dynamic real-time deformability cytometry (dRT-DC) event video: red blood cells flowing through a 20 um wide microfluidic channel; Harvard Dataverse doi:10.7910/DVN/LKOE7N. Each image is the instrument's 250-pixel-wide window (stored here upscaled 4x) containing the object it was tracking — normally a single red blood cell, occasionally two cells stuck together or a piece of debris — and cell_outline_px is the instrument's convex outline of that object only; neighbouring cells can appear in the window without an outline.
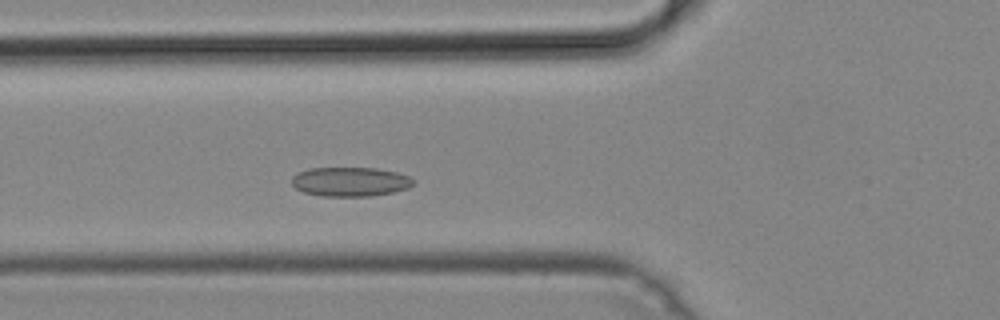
{"species": "common noctule bat (a hibernating species)", "species_latin": "Nyctalus noctula", "temperature_condition": "cold", "stored_images_in_passage": 11, "camera_frame_rate_fps": 3000, "um_per_image_px": 0.085, "animal": {"sex": "male", "body_mass_g": 19.2, "forearm_length_mm": 51.8}, "frame": {"image": 1, "passage_image": 7, "time_ms": 2.0, "image_size_px": [1000, 320], "cell_outline_px": [[416, 180], [408, 188], [392, 192], [368, 196], [320, 196], [304, 192], [296, 188], [292, 184], [292, 176], [308, 168], [376, 168], [396, 172], [408, 176]], "centroid_in_image_um": [29.76, 15.44], "position_along_channel_um": 96.0, "area_um2": 20.63}}